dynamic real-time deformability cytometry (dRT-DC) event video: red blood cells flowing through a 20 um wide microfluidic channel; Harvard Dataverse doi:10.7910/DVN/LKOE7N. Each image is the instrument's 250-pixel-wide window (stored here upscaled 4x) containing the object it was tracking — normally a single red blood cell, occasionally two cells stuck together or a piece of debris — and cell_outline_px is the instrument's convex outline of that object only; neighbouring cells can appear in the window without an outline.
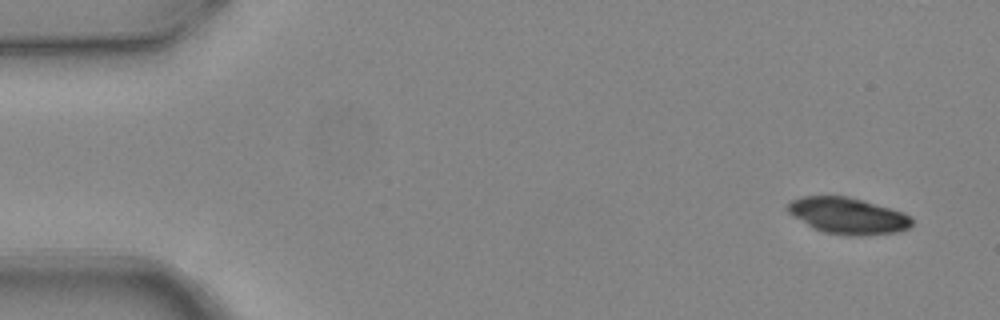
{"species": "common noctule bat (a hibernating species)", "species_latin": "Nyctalus noctula", "temperature_condition": "warm", "stored_images_in_passage": 5, "camera_frame_rate_fps": 3000, "um_per_image_px": 0.085, "animal": {"sex": "female", "body_mass_g": 24.6, "forearm_length_mm": 56.2}, "frame": {"image": 1, "passage_image": 1, "time_ms": 0.0, "image_size_px": [1000, 320], "cell_outline_px": [[912, 224], [908, 228], [896, 232], [860, 236], [848, 236], [824, 232], [812, 228], [792, 216], [784, 208], [792, 200], [804, 196], [848, 196], [904, 212], [912, 216]], "centroid_in_image_um": [72.05, 18.34], "position_along_channel_um": 13.0, "area_um2": 26.47}}
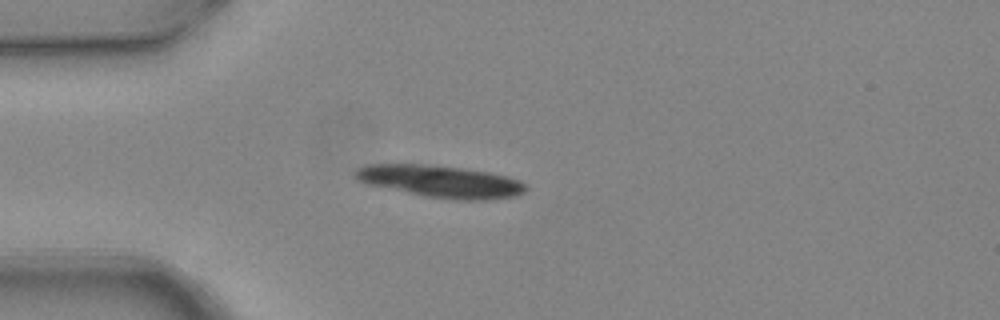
{"frame": {"image": 2, "passage_image": 4, "time_ms": 1.0, "image_size_px": [1000, 320], "cell_outline_px": [[528, 188], [524, 192], [516, 196], [488, 200], [456, 200], [424, 196], [368, 184], [356, 180], [356, 168], [368, 164], [424, 164], [460, 168], [488, 172], [520, 180], [528, 184]], "centroid_in_image_um": [37.48, 15.43], "position_along_channel_um": 47.5, "area_um2": 31.91}}